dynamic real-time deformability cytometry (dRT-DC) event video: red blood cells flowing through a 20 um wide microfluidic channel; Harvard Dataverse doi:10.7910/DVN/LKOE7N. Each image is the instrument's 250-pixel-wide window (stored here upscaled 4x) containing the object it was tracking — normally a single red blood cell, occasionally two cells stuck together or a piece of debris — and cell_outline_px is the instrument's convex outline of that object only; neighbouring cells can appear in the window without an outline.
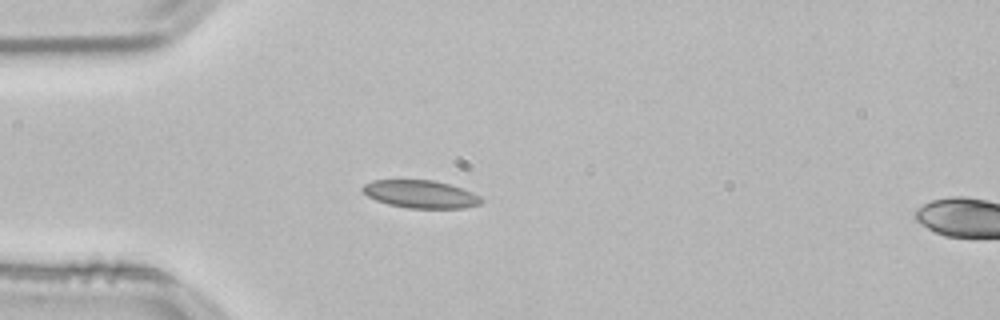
{"species": "common noctule bat (a hibernating species)", "species_latin": "Nyctalus noctula", "temperature_condition": "room temperature", "stored_images_in_passage": 40, "camera_frame_rate_fps": 3000, "um_per_image_px": 0.085, "animal": {"sex": "male", "body_mass_g": 21.5, "forearm_length_mm": 52.0}, "frame": {"image": 1, "passage_image": 1, "time_ms": 0.0, "image_size_px": [1000, 320], "cell_outline_px": [[484, 200], [480, 204], [464, 208], [408, 208], [388, 204], [376, 200], [368, 196], [360, 188], [364, 184], [372, 180], [436, 180], [472, 192], [480, 196]], "centroid_in_image_um": [35.75, 16.5], "position_along_channel_um": 49.3, "area_um2": 19.19}}
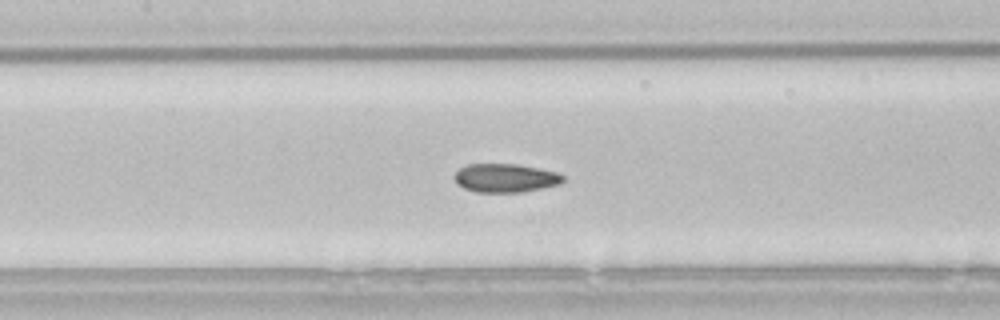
{"frame": {"image": 2, "passage_image": 11, "time_ms": 3.333, "image_size_px": [1000, 320], "cell_outline_px": [[564, 180], [560, 184], [520, 192], [476, 192], [464, 188], [456, 184], [456, 172], [460, 168], [468, 164], [516, 164], [556, 172], [564, 176]], "centroid_in_image_um": [42.95, 15.13], "position_along_channel_um": 164.5, "area_um2": 17.86}}
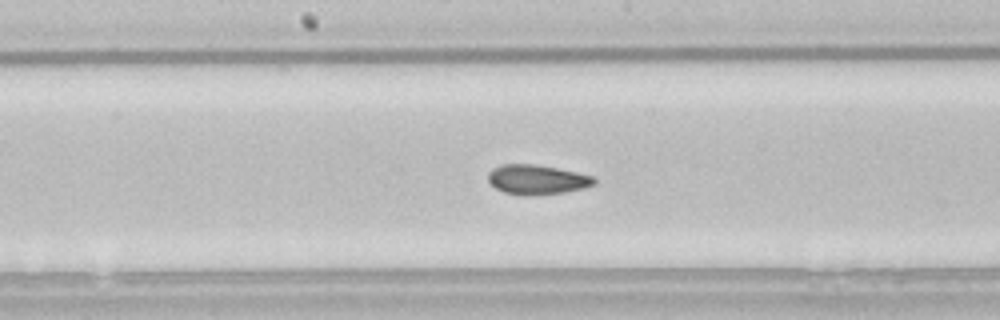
{"frame": {"image": 3, "passage_image": 14, "time_ms": 4.333, "image_size_px": [1000, 320], "cell_outline_px": [[596, 184], [584, 188], [564, 192], [524, 196], [504, 192], [496, 188], [488, 180], [488, 172], [492, 168], [500, 164], [536, 164], [576, 172], [592, 176], [596, 180]], "centroid_in_image_um": [45.62, 15.26], "position_along_channel_um": 202.6, "area_um2": 18.32}, "authors_computed_cell_mechanics": {"area_um2": 18.3226, "velocity_mm_per_s": 3.8184, "shape_relaxation_time_tau1_ms": null, "shape_relaxation_time_tau2_ms": 2.1994, "deformation_change_tau1": null, "deformation_change_tau2": 0.0675}}